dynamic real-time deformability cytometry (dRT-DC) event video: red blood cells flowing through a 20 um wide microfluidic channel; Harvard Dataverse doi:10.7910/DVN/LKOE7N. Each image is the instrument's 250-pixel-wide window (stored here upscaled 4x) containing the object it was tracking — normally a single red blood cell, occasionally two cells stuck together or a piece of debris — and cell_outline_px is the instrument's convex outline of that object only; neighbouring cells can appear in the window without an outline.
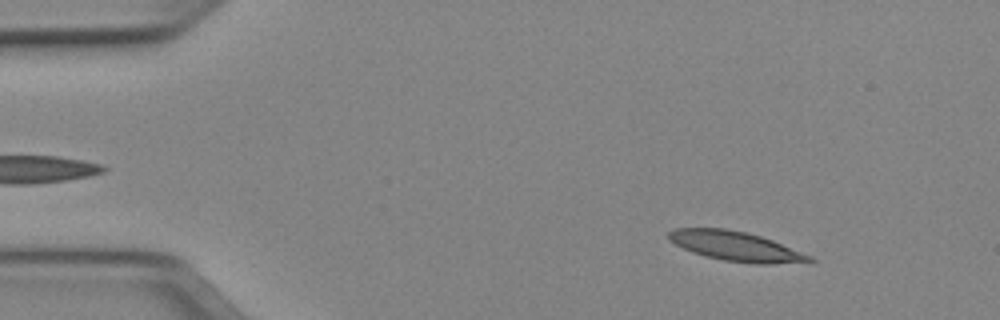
{"species": "Egyptian fruit bat (a non-hibernating species)", "species_latin": "Rousettus aegyptiacus", "temperature_condition": "cold", "stored_images_in_passage": 51, "camera_frame_rate_fps": 3000, "um_per_image_px": 0.085, "animal": {"sex": "female"}, "frame": {"image": 1, "passage_image": 6, "time_ms": 1.667, "image_size_px": [1000, 320], "cell_outline_px": [[816, 260], [772, 264], [756, 264], [724, 260], [704, 256], [692, 252], [668, 240], [668, 232], [672, 228], [724, 228], [748, 232], [772, 240], [812, 256]], "centroid_in_image_um": [62.5, 20.92], "position_along_channel_um": 22.5, "area_um2": 24.1}}
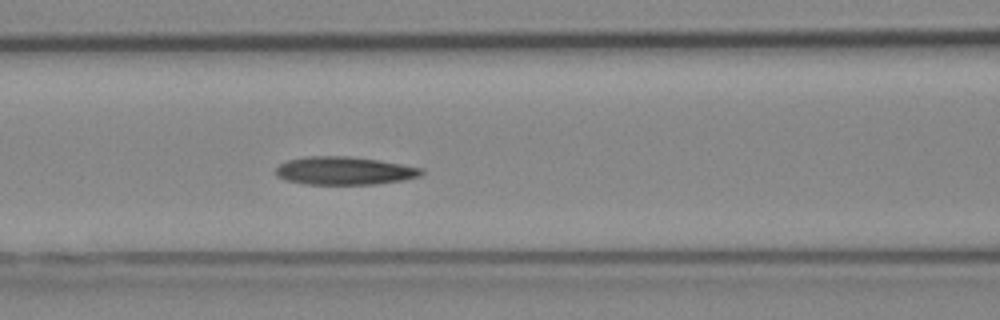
{"frame": {"image": 2, "passage_image": 21, "time_ms": 6.667, "image_size_px": [1000, 320], "cell_outline_px": [[424, 172], [420, 176], [404, 180], [376, 184], [304, 184], [284, 180], [276, 176], [276, 168], [280, 164], [288, 160], [304, 156], [348, 156], [380, 160], [424, 168]], "centroid_in_image_um": [29.27, 14.51], "position_along_channel_um": 137.3, "area_um2": 24.04}}
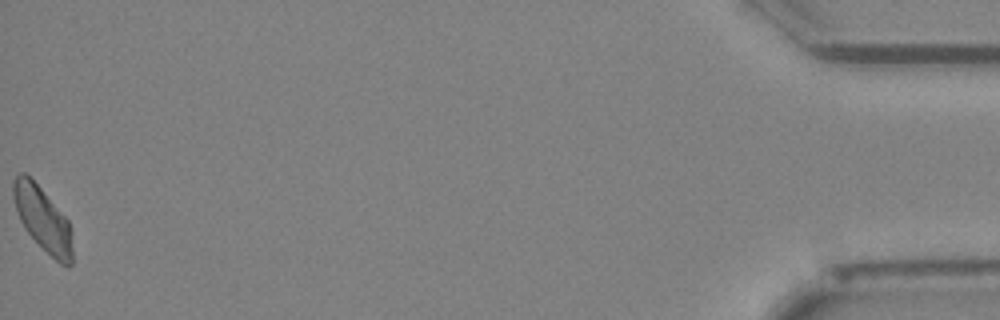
{"frame": {"image": 3, "passage_image": 51, "time_ms": 16.667, "image_size_px": [1000, 320], "cell_outline_px": [[72, 264], [68, 268], [60, 264], [24, 228], [20, 220], [12, 196], [12, 180], [20, 172], [24, 172], [40, 188], [68, 220], [72, 232]], "centroid_in_image_um": [3.64, 18.63], "position_along_channel_um": 431.6, "area_um2": 21.79}, "authors_computed_cell_mechanics": {"area_um2": 23.5824, "velocity_mm_per_s": 3.9187, "shape_relaxation_time_tau1_ms": 7.0423, "shape_relaxation_time_tau2_ms": 4.3852, "deformation_change_tau1": 0.1812, "deformation_change_tau2": 0.1243}}